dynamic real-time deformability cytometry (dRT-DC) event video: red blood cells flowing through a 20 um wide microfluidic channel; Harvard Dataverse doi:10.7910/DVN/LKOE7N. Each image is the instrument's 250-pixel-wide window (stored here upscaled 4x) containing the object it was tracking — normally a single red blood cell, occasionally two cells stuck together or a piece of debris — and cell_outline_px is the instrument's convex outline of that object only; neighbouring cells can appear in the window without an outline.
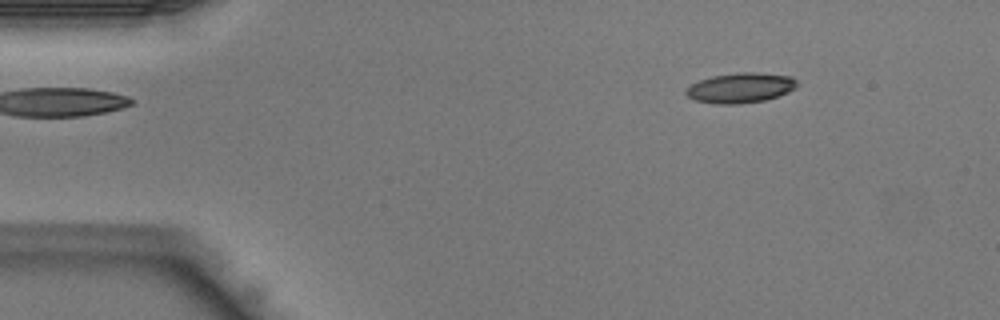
{"species": "Egyptian fruit bat (a non-hibernating species)", "species_latin": "Rousettus aegyptiacus", "temperature_condition": "warm", "stored_images_in_passage": 37, "camera_frame_rate_fps": 3000, "um_per_image_px": 0.085, "animal": {"sex": "male"}, "frame": {"image": 1, "passage_image": 1, "time_ms": 0.0, "image_size_px": [1000, 320], "cell_outline_px": [[796, 88], [788, 92], [764, 100], [736, 104], [716, 104], [696, 100], [688, 96], [684, 92], [684, 88], [700, 80], [712, 76], [736, 72], [756, 72], [792, 76], [796, 80]], "centroid_in_image_um": [62.92, 7.45], "position_along_channel_um": 22.1, "area_um2": 19.42}}
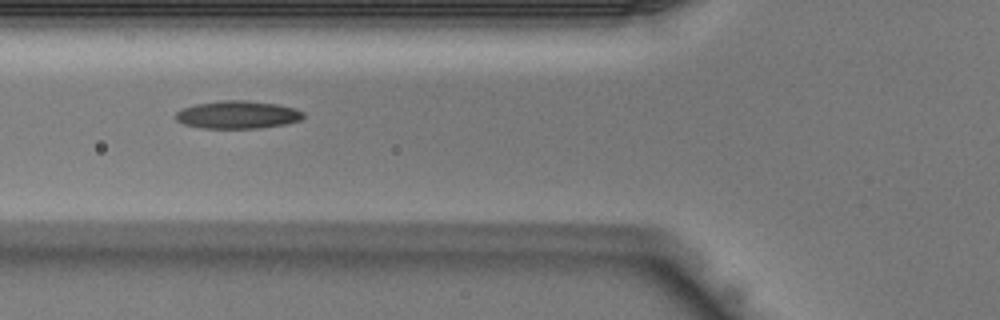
{"frame": {"image": 2, "passage_image": 11, "time_ms": 3.333, "image_size_px": [1000, 320], "cell_outline_px": [[304, 116], [300, 120], [284, 124], [260, 128], [200, 128], [184, 124], [176, 120], [176, 112], [184, 108], [196, 104], [224, 100], [244, 100], [276, 104], [296, 108], [304, 112]], "centroid_in_image_um": [20.21, 9.75], "position_along_channel_um": 105.6, "area_um2": 20.58}}
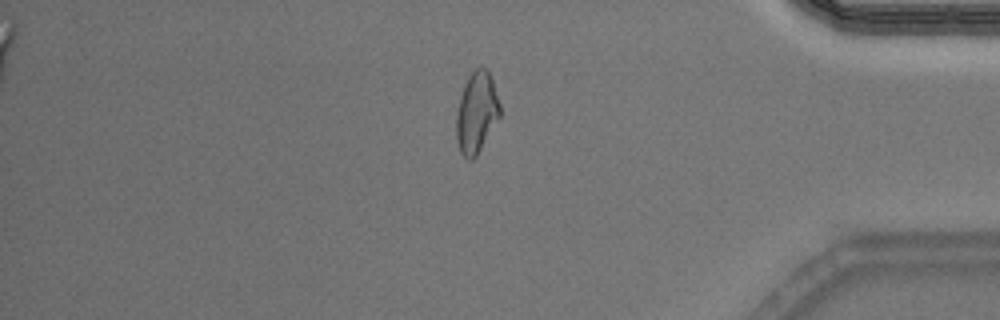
{"frame": {"image": 3, "passage_image": 31, "time_ms": 10.0, "image_size_px": [1000, 320], "cell_outline_px": [[500, 116], [476, 156], [472, 160], [468, 160], [460, 152], [456, 140], [456, 116], [460, 96], [464, 84], [468, 76], [476, 68], [484, 68], [488, 72], [492, 80], [500, 104]], "centroid_in_image_um": [40.49, 9.59], "position_along_channel_um": 394.7, "area_um2": 20.4}}